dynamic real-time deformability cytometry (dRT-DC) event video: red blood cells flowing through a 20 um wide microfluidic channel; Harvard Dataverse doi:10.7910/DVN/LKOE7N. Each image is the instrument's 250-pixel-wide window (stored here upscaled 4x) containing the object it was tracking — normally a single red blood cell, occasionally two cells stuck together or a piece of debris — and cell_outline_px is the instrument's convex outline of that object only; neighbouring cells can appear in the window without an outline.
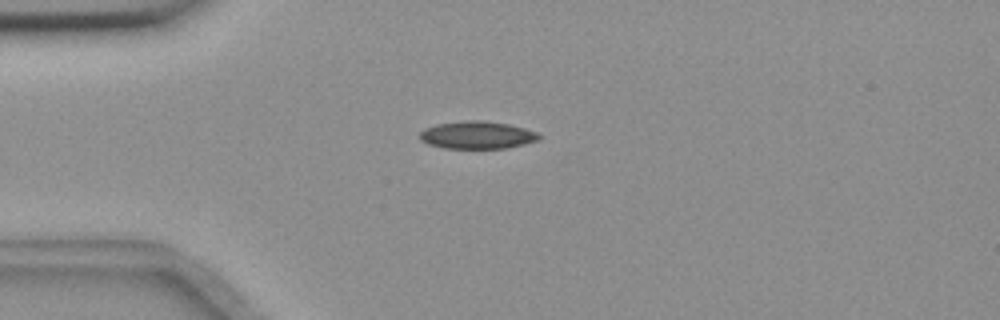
{"species": "common noctule bat (a hibernating species)", "species_latin": "Nyctalus noctula", "temperature_condition": "room temperature", "stored_images_in_passage": 43, "camera_frame_rate_fps": 3000, "um_per_image_px": 0.085, "animal": {"sex": "female", "body_mass_g": 18.4}, "frame": {"image": 1, "passage_image": 2, "time_ms": 0.333, "image_size_px": [1000, 320], "cell_outline_px": [[544, 136], [536, 140], [524, 144], [504, 148], [444, 148], [428, 144], [420, 140], [420, 132], [424, 128], [436, 124], [468, 120], [484, 120], [508, 124], [524, 128], [536, 132]], "centroid_in_image_um": [40.54, 11.47], "position_along_channel_um": 44.5, "area_um2": 19.13}}
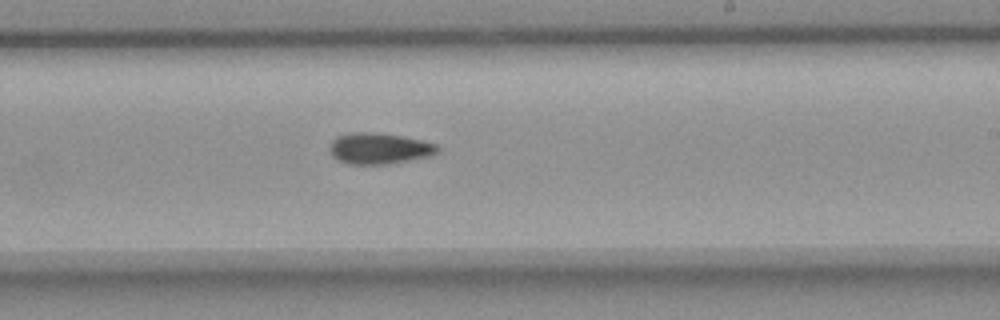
{"frame": {"image": 2, "passage_image": 21, "time_ms": 6.667, "image_size_px": [1000, 320], "cell_outline_px": [[440, 152], [432, 156], [388, 164], [348, 164], [336, 160], [328, 152], [328, 148], [332, 140], [336, 136], [348, 132], [376, 132], [400, 136], [420, 140], [436, 144], [440, 148]], "centroid_in_image_um": [32.19, 12.62], "position_along_channel_um": 256.8, "area_um2": 19.94}}
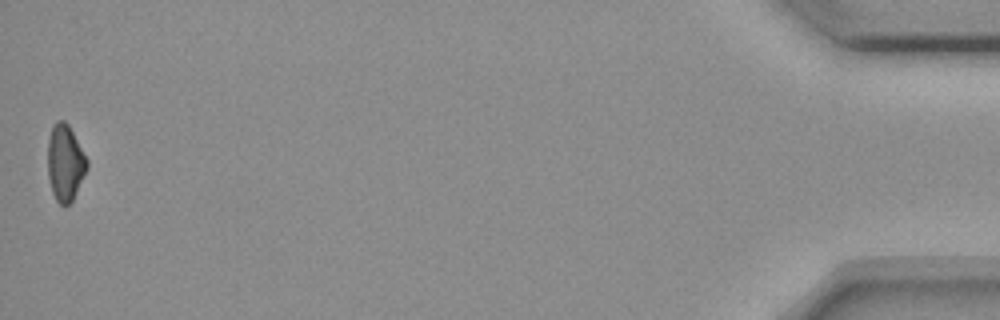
{"frame": {"image": 3, "passage_image": 43, "time_ms": 14.0, "image_size_px": [1000, 320], "cell_outline_px": [[88, 168], [72, 200], [64, 208], [56, 200], [52, 192], [48, 176], [48, 140], [52, 124], [56, 120], [64, 120], [68, 124], [88, 160]], "centroid_in_image_um": [5.53, 13.83], "position_along_channel_um": 429.7, "area_um2": 17.51}, "authors_computed_cell_mechanics": {"area_um2": 18.9584, "velocity_mm_per_s": 3.6558, "shape_relaxation_time_tau1_ms": 6.9743, "shape_relaxation_time_tau2_ms": null, "deformation_change_tau1": 0.1504, "deformation_change_tau2": null}}